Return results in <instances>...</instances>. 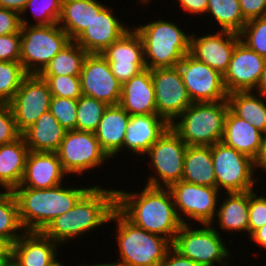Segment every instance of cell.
Here are the masks:
<instances>
[{
    "label": "cell",
    "mask_w": 266,
    "mask_h": 266,
    "mask_svg": "<svg viewBox=\"0 0 266 266\" xmlns=\"http://www.w3.org/2000/svg\"><path fill=\"white\" fill-rule=\"evenodd\" d=\"M215 171L216 187L224 193H241L255 191L256 174L254 160L222 142L211 146ZM257 178V179H256ZM256 179V180H255Z\"/></svg>",
    "instance_id": "obj_9"
},
{
    "label": "cell",
    "mask_w": 266,
    "mask_h": 266,
    "mask_svg": "<svg viewBox=\"0 0 266 266\" xmlns=\"http://www.w3.org/2000/svg\"><path fill=\"white\" fill-rule=\"evenodd\" d=\"M142 189L126 192L116 188V208L136 226L173 243L183 223L178 217L171 192L168 188L148 185Z\"/></svg>",
    "instance_id": "obj_1"
},
{
    "label": "cell",
    "mask_w": 266,
    "mask_h": 266,
    "mask_svg": "<svg viewBox=\"0 0 266 266\" xmlns=\"http://www.w3.org/2000/svg\"><path fill=\"white\" fill-rule=\"evenodd\" d=\"M58 244L41 231H26L10 246L11 260L18 266H52L58 261Z\"/></svg>",
    "instance_id": "obj_21"
},
{
    "label": "cell",
    "mask_w": 266,
    "mask_h": 266,
    "mask_svg": "<svg viewBox=\"0 0 266 266\" xmlns=\"http://www.w3.org/2000/svg\"><path fill=\"white\" fill-rule=\"evenodd\" d=\"M56 153L68 176L71 173L80 176L110 161L95 134L79 130L67 131Z\"/></svg>",
    "instance_id": "obj_12"
},
{
    "label": "cell",
    "mask_w": 266,
    "mask_h": 266,
    "mask_svg": "<svg viewBox=\"0 0 266 266\" xmlns=\"http://www.w3.org/2000/svg\"><path fill=\"white\" fill-rule=\"evenodd\" d=\"M239 3L247 21L266 16V0H239Z\"/></svg>",
    "instance_id": "obj_46"
},
{
    "label": "cell",
    "mask_w": 266,
    "mask_h": 266,
    "mask_svg": "<svg viewBox=\"0 0 266 266\" xmlns=\"http://www.w3.org/2000/svg\"><path fill=\"white\" fill-rule=\"evenodd\" d=\"M20 136L9 103L0 101V145L13 142Z\"/></svg>",
    "instance_id": "obj_43"
},
{
    "label": "cell",
    "mask_w": 266,
    "mask_h": 266,
    "mask_svg": "<svg viewBox=\"0 0 266 266\" xmlns=\"http://www.w3.org/2000/svg\"><path fill=\"white\" fill-rule=\"evenodd\" d=\"M101 54L121 84L146 69L142 39L133 27Z\"/></svg>",
    "instance_id": "obj_17"
},
{
    "label": "cell",
    "mask_w": 266,
    "mask_h": 266,
    "mask_svg": "<svg viewBox=\"0 0 266 266\" xmlns=\"http://www.w3.org/2000/svg\"><path fill=\"white\" fill-rule=\"evenodd\" d=\"M254 162L255 168H257L256 171L259 168L261 171L263 170V172L265 171L266 173V133H263L261 148Z\"/></svg>",
    "instance_id": "obj_49"
},
{
    "label": "cell",
    "mask_w": 266,
    "mask_h": 266,
    "mask_svg": "<svg viewBox=\"0 0 266 266\" xmlns=\"http://www.w3.org/2000/svg\"><path fill=\"white\" fill-rule=\"evenodd\" d=\"M116 222L119 266H161L172 243L165 237L147 232L130 222L117 208L109 222Z\"/></svg>",
    "instance_id": "obj_4"
},
{
    "label": "cell",
    "mask_w": 266,
    "mask_h": 266,
    "mask_svg": "<svg viewBox=\"0 0 266 266\" xmlns=\"http://www.w3.org/2000/svg\"><path fill=\"white\" fill-rule=\"evenodd\" d=\"M255 244L261 246L263 249H266V224L261 228H258L250 237Z\"/></svg>",
    "instance_id": "obj_51"
},
{
    "label": "cell",
    "mask_w": 266,
    "mask_h": 266,
    "mask_svg": "<svg viewBox=\"0 0 266 266\" xmlns=\"http://www.w3.org/2000/svg\"><path fill=\"white\" fill-rule=\"evenodd\" d=\"M27 75L20 62L0 61V101L9 103Z\"/></svg>",
    "instance_id": "obj_38"
},
{
    "label": "cell",
    "mask_w": 266,
    "mask_h": 266,
    "mask_svg": "<svg viewBox=\"0 0 266 266\" xmlns=\"http://www.w3.org/2000/svg\"><path fill=\"white\" fill-rule=\"evenodd\" d=\"M266 224V197L249 191L248 234L250 237L258 228Z\"/></svg>",
    "instance_id": "obj_42"
},
{
    "label": "cell",
    "mask_w": 266,
    "mask_h": 266,
    "mask_svg": "<svg viewBox=\"0 0 266 266\" xmlns=\"http://www.w3.org/2000/svg\"><path fill=\"white\" fill-rule=\"evenodd\" d=\"M262 138L263 132L228 110L221 140L223 144L255 160L261 148Z\"/></svg>",
    "instance_id": "obj_26"
},
{
    "label": "cell",
    "mask_w": 266,
    "mask_h": 266,
    "mask_svg": "<svg viewBox=\"0 0 266 266\" xmlns=\"http://www.w3.org/2000/svg\"><path fill=\"white\" fill-rule=\"evenodd\" d=\"M181 5L180 8L188 14L204 15L207 11L208 0H176Z\"/></svg>",
    "instance_id": "obj_48"
},
{
    "label": "cell",
    "mask_w": 266,
    "mask_h": 266,
    "mask_svg": "<svg viewBox=\"0 0 266 266\" xmlns=\"http://www.w3.org/2000/svg\"><path fill=\"white\" fill-rule=\"evenodd\" d=\"M78 266H119V265L116 262H114V260H113V262H110V263H108V262L101 263V264L100 263H98V264L94 263V264H91V265H89V264L88 265H86V264L85 265H83V264L81 265L80 264Z\"/></svg>",
    "instance_id": "obj_54"
},
{
    "label": "cell",
    "mask_w": 266,
    "mask_h": 266,
    "mask_svg": "<svg viewBox=\"0 0 266 266\" xmlns=\"http://www.w3.org/2000/svg\"><path fill=\"white\" fill-rule=\"evenodd\" d=\"M170 124L157 114L130 115L124 148L145 157L150 147L166 132Z\"/></svg>",
    "instance_id": "obj_23"
},
{
    "label": "cell",
    "mask_w": 266,
    "mask_h": 266,
    "mask_svg": "<svg viewBox=\"0 0 266 266\" xmlns=\"http://www.w3.org/2000/svg\"><path fill=\"white\" fill-rule=\"evenodd\" d=\"M107 107L103 101L81 95L77 99L76 130L94 133Z\"/></svg>",
    "instance_id": "obj_36"
},
{
    "label": "cell",
    "mask_w": 266,
    "mask_h": 266,
    "mask_svg": "<svg viewBox=\"0 0 266 266\" xmlns=\"http://www.w3.org/2000/svg\"><path fill=\"white\" fill-rule=\"evenodd\" d=\"M255 92L266 96V62Z\"/></svg>",
    "instance_id": "obj_52"
},
{
    "label": "cell",
    "mask_w": 266,
    "mask_h": 266,
    "mask_svg": "<svg viewBox=\"0 0 266 266\" xmlns=\"http://www.w3.org/2000/svg\"><path fill=\"white\" fill-rule=\"evenodd\" d=\"M265 99L266 96L254 91H236L227 95L229 109L263 133H266Z\"/></svg>",
    "instance_id": "obj_32"
},
{
    "label": "cell",
    "mask_w": 266,
    "mask_h": 266,
    "mask_svg": "<svg viewBox=\"0 0 266 266\" xmlns=\"http://www.w3.org/2000/svg\"><path fill=\"white\" fill-rule=\"evenodd\" d=\"M173 21L157 19L133 28L142 39L147 69L175 67L190 51L191 33Z\"/></svg>",
    "instance_id": "obj_5"
},
{
    "label": "cell",
    "mask_w": 266,
    "mask_h": 266,
    "mask_svg": "<svg viewBox=\"0 0 266 266\" xmlns=\"http://www.w3.org/2000/svg\"><path fill=\"white\" fill-rule=\"evenodd\" d=\"M63 0H28L25 8L20 14L21 25H30V21L26 20L25 12H29L34 16V25H52L58 23L62 12Z\"/></svg>",
    "instance_id": "obj_37"
},
{
    "label": "cell",
    "mask_w": 266,
    "mask_h": 266,
    "mask_svg": "<svg viewBox=\"0 0 266 266\" xmlns=\"http://www.w3.org/2000/svg\"><path fill=\"white\" fill-rule=\"evenodd\" d=\"M28 152L22 135L13 142L0 145V184L7 191L20 185Z\"/></svg>",
    "instance_id": "obj_28"
},
{
    "label": "cell",
    "mask_w": 266,
    "mask_h": 266,
    "mask_svg": "<svg viewBox=\"0 0 266 266\" xmlns=\"http://www.w3.org/2000/svg\"><path fill=\"white\" fill-rule=\"evenodd\" d=\"M0 256H11L10 246L0 238Z\"/></svg>",
    "instance_id": "obj_53"
},
{
    "label": "cell",
    "mask_w": 266,
    "mask_h": 266,
    "mask_svg": "<svg viewBox=\"0 0 266 266\" xmlns=\"http://www.w3.org/2000/svg\"><path fill=\"white\" fill-rule=\"evenodd\" d=\"M21 55V31L0 35V61L19 62Z\"/></svg>",
    "instance_id": "obj_44"
},
{
    "label": "cell",
    "mask_w": 266,
    "mask_h": 266,
    "mask_svg": "<svg viewBox=\"0 0 266 266\" xmlns=\"http://www.w3.org/2000/svg\"><path fill=\"white\" fill-rule=\"evenodd\" d=\"M49 111L66 130H76L77 99L52 96Z\"/></svg>",
    "instance_id": "obj_40"
},
{
    "label": "cell",
    "mask_w": 266,
    "mask_h": 266,
    "mask_svg": "<svg viewBox=\"0 0 266 266\" xmlns=\"http://www.w3.org/2000/svg\"><path fill=\"white\" fill-rule=\"evenodd\" d=\"M138 1H140L141 4L146 5V3H147V5H148L151 0H138Z\"/></svg>",
    "instance_id": "obj_58"
},
{
    "label": "cell",
    "mask_w": 266,
    "mask_h": 266,
    "mask_svg": "<svg viewBox=\"0 0 266 266\" xmlns=\"http://www.w3.org/2000/svg\"><path fill=\"white\" fill-rule=\"evenodd\" d=\"M52 266H67V265H64L61 261H57L56 263H54Z\"/></svg>",
    "instance_id": "obj_57"
},
{
    "label": "cell",
    "mask_w": 266,
    "mask_h": 266,
    "mask_svg": "<svg viewBox=\"0 0 266 266\" xmlns=\"http://www.w3.org/2000/svg\"><path fill=\"white\" fill-rule=\"evenodd\" d=\"M105 6L97 0H63L58 25L74 41Z\"/></svg>",
    "instance_id": "obj_29"
},
{
    "label": "cell",
    "mask_w": 266,
    "mask_h": 266,
    "mask_svg": "<svg viewBox=\"0 0 266 266\" xmlns=\"http://www.w3.org/2000/svg\"><path fill=\"white\" fill-rule=\"evenodd\" d=\"M80 77L82 95L119 105L122 84L111 71L102 54L88 53L83 61Z\"/></svg>",
    "instance_id": "obj_16"
},
{
    "label": "cell",
    "mask_w": 266,
    "mask_h": 266,
    "mask_svg": "<svg viewBox=\"0 0 266 266\" xmlns=\"http://www.w3.org/2000/svg\"><path fill=\"white\" fill-rule=\"evenodd\" d=\"M28 0H0V7L22 13Z\"/></svg>",
    "instance_id": "obj_50"
},
{
    "label": "cell",
    "mask_w": 266,
    "mask_h": 266,
    "mask_svg": "<svg viewBox=\"0 0 266 266\" xmlns=\"http://www.w3.org/2000/svg\"><path fill=\"white\" fill-rule=\"evenodd\" d=\"M182 180L191 184L216 187L211 146H187Z\"/></svg>",
    "instance_id": "obj_31"
},
{
    "label": "cell",
    "mask_w": 266,
    "mask_h": 266,
    "mask_svg": "<svg viewBox=\"0 0 266 266\" xmlns=\"http://www.w3.org/2000/svg\"><path fill=\"white\" fill-rule=\"evenodd\" d=\"M168 189L183 224H189L190 220L201 225L217 223L215 216L217 206L221 202L219 194L222 193L217 187L201 186L181 180L170 185Z\"/></svg>",
    "instance_id": "obj_11"
},
{
    "label": "cell",
    "mask_w": 266,
    "mask_h": 266,
    "mask_svg": "<svg viewBox=\"0 0 266 266\" xmlns=\"http://www.w3.org/2000/svg\"><path fill=\"white\" fill-rule=\"evenodd\" d=\"M240 35L229 31L198 36L192 32L189 54L204 62L222 75L228 70L231 56Z\"/></svg>",
    "instance_id": "obj_19"
},
{
    "label": "cell",
    "mask_w": 266,
    "mask_h": 266,
    "mask_svg": "<svg viewBox=\"0 0 266 266\" xmlns=\"http://www.w3.org/2000/svg\"><path fill=\"white\" fill-rule=\"evenodd\" d=\"M25 232L19 218L16 198L12 191H6L0 196V238L11 246Z\"/></svg>",
    "instance_id": "obj_35"
},
{
    "label": "cell",
    "mask_w": 266,
    "mask_h": 266,
    "mask_svg": "<svg viewBox=\"0 0 266 266\" xmlns=\"http://www.w3.org/2000/svg\"><path fill=\"white\" fill-rule=\"evenodd\" d=\"M88 53L75 41H71L49 62L40 76H79Z\"/></svg>",
    "instance_id": "obj_33"
},
{
    "label": "cell",
    "mask_w": 266,
    "mask_h": 266,
    "mask_svg": "<svg viewBox=\"0 0 266 266\" xmlns=\"http://www.w3.org/2000/svg\"><path fill=\"white\" fill-rule=\"evenodd\" d=\"M129 29L111 8L105 6L100 12H95L91 23L74 41L87 53L101 54Z\"/></svg>",
    "instance_id": "obj_20"
},
{
    "label": "cell",
    "mask_w": 266,
    "mask_h": 266,
    "mask_svg": "<svg viewBox=\"0 0 266 266\" xmlns=\"http://www.w3.org/2000/svg\"><path fill=\"white\" fill-rule=\"evenodd\" d=\"M51 92L39 74H28L9 102L17 130L22 134L49 110Z\"/></svg>",
    "instance_id": "obj_15"
},
{
    "label": "cell",
    "mask_w": 266,
    "mask_h": 266,
    "mask_svg": "<svg viewBox=\"0 0 266 266\" xmlns=\"http://www.w3.org/2000/svg\"><path fill=\"white\" fill-rule=\"evenodd\" d=\"M206 14L217 22L220 31L240 34L247 20L244 18L239 0H208ZM212 15V16H211Z\"/></svg>",
    "instance_id": "obj_34"
},
{
    "label": "cell",
    "mask_w": 266,
    "mask_h": 266,
    "mask_svg": "<svg viewBox=\"0 0 266 266\" xmlns=\"http://www.w3.org/2000/svg\"><path fill=\"white\" fill-rule=\"evenodd\" d=\"M116 208V189L91 187L66 213L53 219L42 231L60 247L109 223Z\"/></svg>",
    "instance_id": "obj_2"
},
{
    "label": "cell",
    "mask_w": 266,
    "mask_h": 266,
    "mask_svg": "<svg viewBox=\"0 0 266 266\" xmlns=\"http://www.w3.org/2000/svg\"><path fill=\"white\" fill-rule=\"evenodd\" d=\"M5 266H18L13 260H9Z\"/></svg>",
    "instance_id": "obj_56"
},
{
    "label": "cell",
    "mask_w": 266,
    "mask_h": 266,
    "mask_svg": "<svg viewBox=\"0 0 266 266\" xmlns=\"http://www.w3.org/2000/svg\"><path fill=\"white\" fill-rule=\"evenodd\" d=\"M265 62L266 58L240 40L233 50L228 70L223 75L227 93L255 91Z\"/></svg>",
    "instance_id": "obj_18"
},
{
    "label": "cell",
    "mask_w": 266,
    "mask_h": 266,
    "mask_svg": "<svg viewBox=\"0 0 266 266\" xmlns=\"http://www.w3.org/2000/svg\"><path fill=\"white\" fill-rule=\"evenodd\" d=\"M186 148V143L169 127L146 153L156 174L148 177L145 185L168 188L181 181Z\"/></svg>",
    "instance_id": "obj_10"
},
{
    "label": "cell",
    "mask_w": 266,
    "mask_h": 266,
    "mask_svg": "<svg viewBox=\"0 0 266 266\" xmlns=\"http://www.w3.org/2000/svg\"><path fill=\"white\" fill-rule=\"evenodd\" d=\"M48 84L52 96L78 99L81 95L79 76H41Z\"/></svg>",
    "instance_id": "obj_41"
},
{
    "label": "cell",
    "mask_w": 266,
    "mask_h": 266,
    "mask_svg": "<svg viewBox=\"0 0 266 266\" xmlns=\"http://www.w3.org/2000/svg\"><path fill=\"white\" fill-rule=\"evenodd\" d=\"M239 35L250 49L266 58V16L248 20Z\"/></svg>",
    "instance_id": "obj_39"
},
{
    "label": "cell",
    "mask_w": 266,
    "mask_h": 266,
    "mask_svg": "<svg viewBox=\"0 0 266 266\" xmlns=\"http://www.w3.org/2000/svg\"><path fill=\"white\" fill-rule=\"evenodd\" d=\"M10 259L11 256H0V266H5Z\"/></svg>",
    "instance_id": "obj_55"
},
{
    "label": "cell",
    "mask_w": 266,
    "mask_h": 266,
    "mask_svg": "<svg viewBox=\"0 0 266 266\" xmlns=\"http://www.w3.org/2000/svg\"><path fill=\"white\" fill-rule=\"evenodd\" d=\"M130 115L120 105H108L94 131L100 147L109 158L124 151V137Z\"/></svg>",
    "instance_id": "obj_25"
},
{
    "label": "cell",
    "mask_w": 266,
    "mask_h": 266,
    "mask_svg": "<svg viewBox=\"0 0 266 266\" xmlns=\"http://www.w3.org/2000/svg\"><path fill=\"white\" fill-rule=\"evenodd\" d=\"M157 115L173 123L193 102L178 66L151 69Z\"/></svg>",
    "instance_id": "obj_14"
},
{
    "label": "cell",
    "mask_w": 266,
    "mask_h": 266,
    "mask_svg": "<svg viewBox=\"0 0 266 266\" xmlns=\"http://www.w3.org/2000/svg\"><path fill=\"white\" fill-rule=\"evenodd\" d=\"M223 195L226 198L223 197L224 200L219 204L215 216L218 218V228L227 233H248L249 191Z\"/></svg>",
    "instance_id": "obj_30"
},
{
    "label": "cell",
    "mask_w": 266,
    "mask_h": 266,
    "mask_svg": "<svg viewBox=\"0 0 266 266\" xmlns=\"http://www.w3.org/2000/svg\"><path fill=\"white\" fill-rule=\"evenodd\" d=\"M214 227L217 226L203 224V228L200 226L197 229L192 228L190 224H183L172 246L186 258L203 266H214L216 263L220 266H229L231 263L227 260L232 254L220 235L222 233Z\"/></svg>",
    "instance_id": "obj_8"
},
{
    "label": "cell",
    "mask_w": 266,
    "mask_h": 266,
    "mask_svg": "<svg viewBox=\"0 0 266 266\" xmlns=\"http://www.w3.org/2000/svg\"><path fill=\"white\" fill-rule=\"evenodd\" d=\"M21 26L19 13L0 7V35L19 33Z\"/></svg>",
    "instance_id": "obj_45"
},
{
    "label": "cell",
    "mask_w": 266,
    "mask_h": 266,
    "mask_svg": "<svg viewBox=\"0 0 266 266\" xmlns=\"http://www.w3.org/2000/svg\"><path fill=\"white\" fill-rule=\"evenodd\" d=\"M161 266H203L189 258L183 256L173 246L167 251Z\"/></svg>",
    "instance_id": "obj_47"
},
{
    "label": "cell",
    "mask_w": 266,
    "mask_h": 266,
    "mask_svg": "<svg viewBox=\"0 0 266 266\" xmlns=\"http://www.w3.org/2000/svg\"><path fill=\"white\" fill-rule=\"evenodd\" d=\"M68 175L62 168L56 152L29 151L24 175L18 187L47 189L63 183Z\"/></svg>",
    "instance_id": "obj_22"
},
{
    "label": "cell",
    "mask_w": 266,
    "mask_h": 266,
    "mask_svg": "<svg viewBox=\"0 0 266 266\" xmlns=\"http://www.w3.org/2000/svg\"><path fill=\"white\" fill-rule=\"evenodd\" d=\"M119 105L129 115L157 114L150 69H144L122 84Z\"/></svg>",
    "instance_id": "obj_24"
},
{
    "label": "cell",
    "mask_w": 266,
    "mask_h": 266,
    "mask_svg": "<svg viewBox=\"0 0 266 266\" xmlns=\"http://www.w3.org/2000/svg\"><path fill=\"white\" fill-rule=\"evenodd\" d=\"M63 183L47 189L15 187L19 218L26 231H43L56 217L68 212L92 187H66Z\"/></svg>",
    "instance_id": "obj_3"
},
{
    "label": "cell",
    "mask_w": 266,
    "mask_h": 266,
    "mask_svg": "<svg viewBox=\"0 0 266 266\" xmlns=\"http://www.w3.org/2000/svg\"><path fill=\"white\" fill-rule=\"evenodd\" d=\"M66 132L48 110L21 135L29 151L57 152Z\"/></svg>",
    "instance_id": "obj_27"
},
{
    "label": "cell",
    "mask_w": 266,
    "mask_h": 266,
    "mask_svg": "<svg viewBox=\"0 0 266 266\" xmlns=\"http://www.w3.org/2000/svg\"><path fill=\"white\" fill-rule=\"evenodd\" d=\"M228 110L227 100L192 103L170 127L187 146H212L222 140Z\"/></svg>",
    "instance_id": "obj_6"
},
{
    "label": "cell",
    "mask_w": 266,
    "mask_h": 266,
    "mask_svg": "<svg viewBox=\"0 0 266 266\" xmlns=\"http://www.w3.org/2000/svg\"><path fill=\"white\" fill-rule=\"evenodd\" d=\"M0 187H2V190L4 189L3 192H0V196H1V195H3L7 190H6L1 184H0ZM0 189H1V188H0ZM2 190H0V191H2Z\"/></svg>",
    "instance_id": "obj_59"
},
{
    "label": "cell",
    "mask_w": 266,
    "mask_h": 266,
    "mask_svg": "<svg viewBox=\"0 0 266 266\" xmlns=\"http://www.w3.org/2000/svg\"><path fill=\"white\" fill-rule=\"evenodd\" d=\"M22 25L19 62L27 74H40L49 62L71 42L58 25Z\"/></svg>",
    "instance_id": "obj_7"
},
{
    "label": "cell",
    "mask_w": 266,
    "mask_h": 266,
    "mask_svg": "<svg viewBox=\"0 0 266 266\" xmlns=\"http://www.w3.org/2000/svg\"><path fill=\"white\" fill-rule=\"evenodd\" d=\"M193 103L227 100L223 75L189 53L177 64Z\"/></svg>",
    "instance_id": "obj_13"
}]
</instances>
